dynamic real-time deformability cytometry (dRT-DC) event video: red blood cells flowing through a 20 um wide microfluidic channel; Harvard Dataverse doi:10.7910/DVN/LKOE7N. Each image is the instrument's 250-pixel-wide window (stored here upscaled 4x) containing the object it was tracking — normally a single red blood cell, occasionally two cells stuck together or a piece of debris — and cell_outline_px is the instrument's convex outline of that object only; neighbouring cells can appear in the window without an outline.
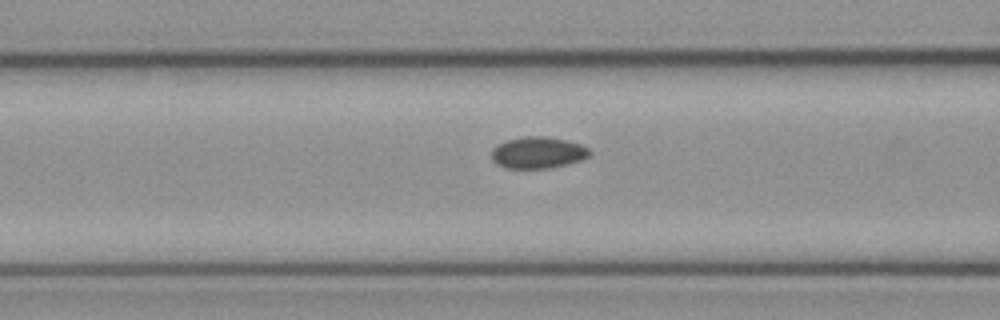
{"species": "common noctule bat (a hibernating species)", "species_latin": "Nyctalus noctula", "temperature_condition": "cold", "stored_images_in_passage": 18, "camera_frame_rate_fps": 3000, "um_per_image_px": 0.085, "animal": {"sex": "female", "body_mass_g": 21.9}, "frame": {"image": 1, "passage_image": 13, "time_ms": 4.0, "image_size_px": [1000, 320], "cell_outline_px": [[592, 152], [584, 160], [568, 164], [548, 168], [504, 168], [496, 164], [492, 160], [492, 148], [496, 144], [508, 140], [524, 136], [544, 136], [564, 140], [580, 144], [588, 148]], "centroid_in_image_um": [45.71, 12.98], "position_along_channel_um": 120.9, "area_um2": 18.15}}
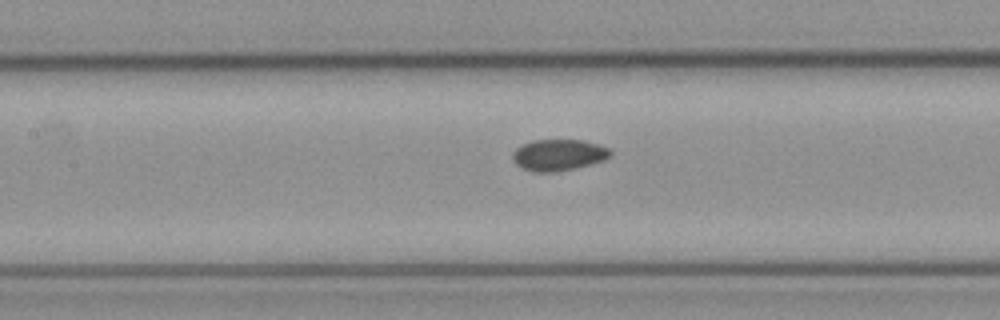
{"frame": {"image": 2, "passage_image": 16, "time_ms": 5.0, "image_size_px": [1000, 320], "cell_outline_px": [[612, 156], [604, 160], [592, 164], [576, 168], [556, 172], [532, 172], [520, 168], [512, 160], [512, 152], [516, 148], [532, 140], [584, 140], [608, 148], [612, 152]], "centroid_in_image_um": [47.46, 13.18], "position_along_channel_um": 159.9, "area_um2": 18.09}}